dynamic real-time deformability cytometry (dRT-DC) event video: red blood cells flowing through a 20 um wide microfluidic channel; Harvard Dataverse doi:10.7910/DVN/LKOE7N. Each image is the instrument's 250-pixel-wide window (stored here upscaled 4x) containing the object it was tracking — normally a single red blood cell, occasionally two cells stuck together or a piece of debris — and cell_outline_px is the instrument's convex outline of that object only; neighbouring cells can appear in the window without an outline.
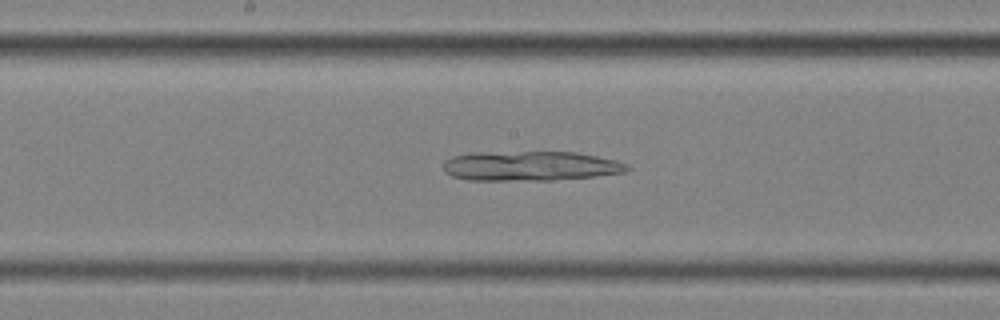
{"species": "common noctule bat (a hibernating species)", "species_latin": "Nyctalus noctula", "temperature_condition": "cold", "stored_images_in_passage": 49, "camera_frame_rate_fps": 3000, "um_per_image_px": 0.085, "animal": {"sex": "female", "body_mass_g": 25.1}, "frame": {"image": 1, "passage_image": 22, "time_ms": 7.0, "image_size_px": [1000, 320], "cell_outline_px": [[632, 168], [628, 172], [592, 176], [552, 180], [468, 180], [452, 176], [444, 172], [444, 160], [452, 156], [472, 152], [576, 152], [616, 160]], "centroid_in_image_um": [45.05, 14.1], "position_along_channel_um": 203.2, "area_um2": 31.85}}
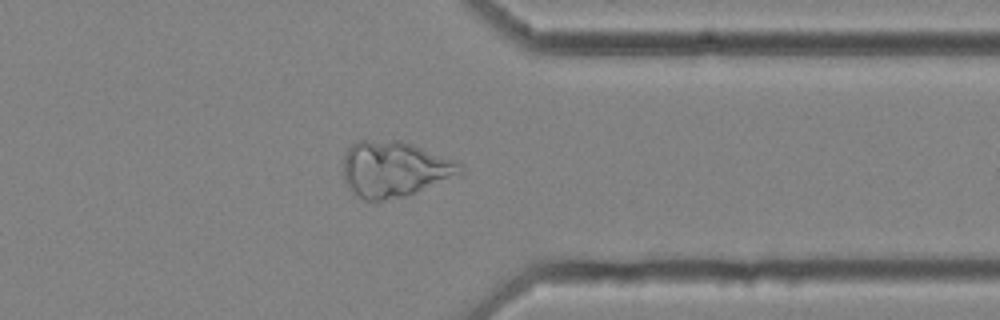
{"frame": {"image": 2, "passage_image": 37, "time_ms": 12.0, "image_size_px": [1000, 320], "cell_outline_px": [[464, 172], [416, 192], [404, 196], [384, 200], [364, 200], [356, 196], [348, 188], [344, 180], [344, 156], [348, 148], [352, 144], [360, 140], [400, 140], [412, 144], [464, 164]], "centroid_in_image_um": [33.5, 14.37], "position_along_channel_um": 377.9, "area_um2": 37.86}}
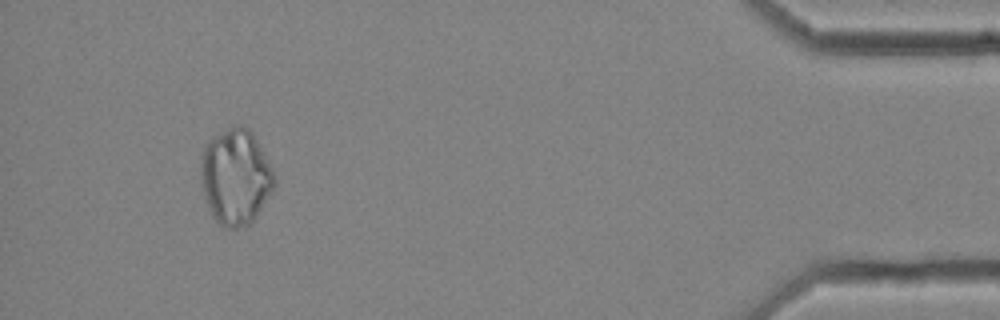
{"frame": {"image": 3, "passage_image": 45, "time_ms": 14.667, "image_size_px": [1000, 320], "cell_outline_px": [[276, 184], [256, 216], [248, 224], [236, 228], [224, 228], [212, 216], [208, 208], [204, 196], [200, 180], [200, 164], [204, 148], [208, 140], [212, 136], [228, 128], [240, 124], [248, 128], [252, 132], [272, 168], [276, 176]], "centroid_in_image_um": [20.01, 15.02], "position_along_channel_um": 415.2, "area_um2": 41.1}}